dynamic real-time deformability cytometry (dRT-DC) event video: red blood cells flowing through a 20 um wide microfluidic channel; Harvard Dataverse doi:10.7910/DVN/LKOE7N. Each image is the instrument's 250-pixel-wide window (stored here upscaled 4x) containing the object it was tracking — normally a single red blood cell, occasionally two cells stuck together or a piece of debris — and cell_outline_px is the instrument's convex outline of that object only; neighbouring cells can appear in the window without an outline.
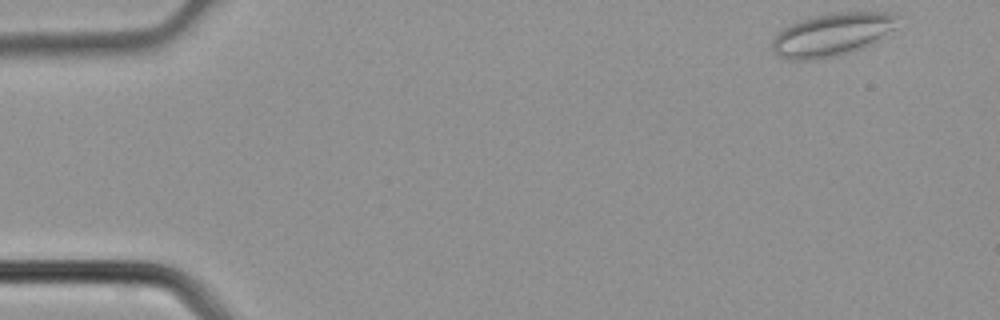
{"species": "common noctule bat (a hibernating species)", "species_latin": "Nyctalus noctula", "temperature_condition": "cold", "stored_images_in_passage": 4, "camera_frame_rate_fps": 3000, "um_per_image_px": 0.085, "animal": {"sex": "male", "body_mass_g": 21.5, "forearm_length_mm": 52.0}, "frame": {"image": 1, "passage_image": 1, "time_ms": 0.0, "image_size_px": [1000, 320], "cell_outline_px": [[900, 16], [896, 28], [872, 44], [852, 52], [840, 56], [812, 60], [792, 60], [780, 56], [772, 52], [772, 40], [784, 28], [792, 24], [816, 16], [832, 12], [896, 12]], "centroid_in_image_um": [70.8, 2.94], "position_along_channel_um": 14.2, "area_um2": 31.56}}